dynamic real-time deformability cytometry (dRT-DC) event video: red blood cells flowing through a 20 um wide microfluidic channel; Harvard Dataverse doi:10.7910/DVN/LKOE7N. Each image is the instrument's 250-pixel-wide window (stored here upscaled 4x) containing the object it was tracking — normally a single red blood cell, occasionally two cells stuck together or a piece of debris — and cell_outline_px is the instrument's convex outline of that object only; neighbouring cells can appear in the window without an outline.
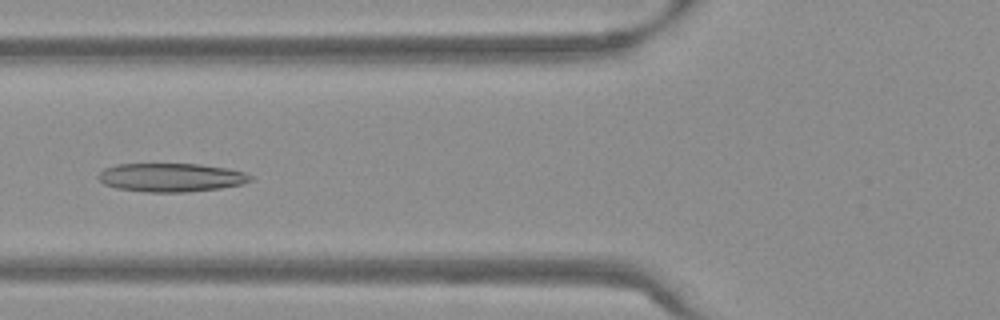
{"species": "Egyptian fruit bat (a non-hibernating species)", "species_latin": "Rousettus aegyptiacus", "temperature_condition": "warm", "stored_images_in_passage": 39, "camera_frame_rate_fps": 3000, "um_per_image_px": 0.085, "frame": {"image": 1, "passage_image": 10, "time_ms": 3.0, "image_size_px": [1000, 320], "cell_outline_px": [[252, 180], [244, 184], [220, 188], [188, 192], [144, 192], [116, 188], [104, 184], [96, 176], [104, 168], [116, 164], [200, 164], [224, 168], [244, 172], [252, 176]], "centroid_in_image_um": [14.52, 15.09], "position_along_channel_um": 111.3, "area_um2": 25.43}}
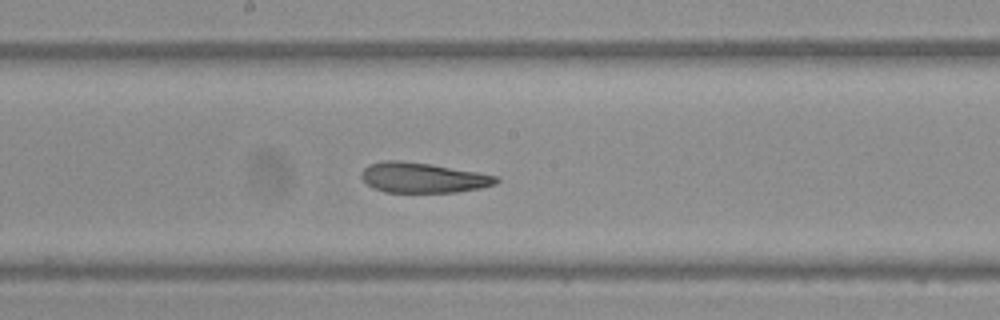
{"frame": {"image": 2, "passage_image": 18, "time_ms": 5.667, "image_size_px": [1000, 320], "cell_outline_px": [[500, 180], [496, 184], [480, 188], [456, 192], [384, 192], [372, 188], [360, 176], [360, 172], [368, 164], [384, 160], [400, 160], [428, 164], [476, 172], [496, 176]], "centroid_in_image_um": [35.89, 15.1], "position_along_channel_um": 212.3, "area_um2": 23.58}}
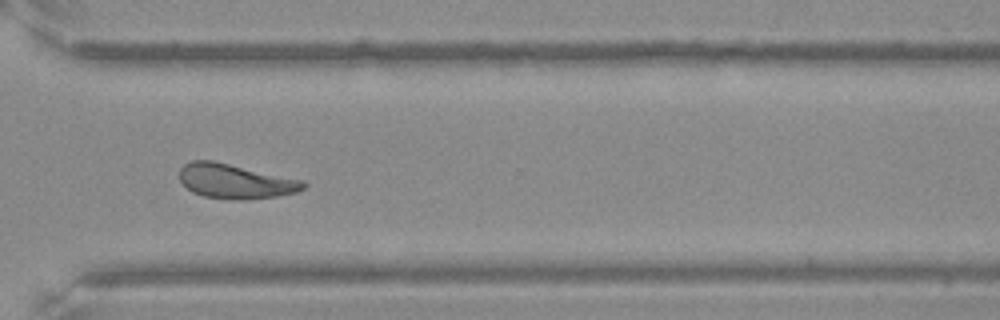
{"frame": {"image": 3, "passage_image": 29, "time_ms": 9.333, "image_size_px": [1000, 320], "cell_outline_px": [[308, 184], [304, 188], [296, 192], [276, 196], [244, 200], [232, 200], [204, 196], [192, 192], [180, 180], [180, 168], [184, 164], [192, 160], [212, 160], [304, 180]], "centroid_in_image_um": [20.01, 15.4], "position_along_channel_um": 350.6, "area_um2": 24.97}, "authors_computed_cell_mechanics": {"area_um2": 24.6806, "velocity_mm_per_s": 3.7783, "shape_relaxation_time_tau1_ms": null, "shape_relaxation_time_tau2_ms": 3.2471, "deformation_change_tau1": null, "deformation_change_tau2": 0.1187}}